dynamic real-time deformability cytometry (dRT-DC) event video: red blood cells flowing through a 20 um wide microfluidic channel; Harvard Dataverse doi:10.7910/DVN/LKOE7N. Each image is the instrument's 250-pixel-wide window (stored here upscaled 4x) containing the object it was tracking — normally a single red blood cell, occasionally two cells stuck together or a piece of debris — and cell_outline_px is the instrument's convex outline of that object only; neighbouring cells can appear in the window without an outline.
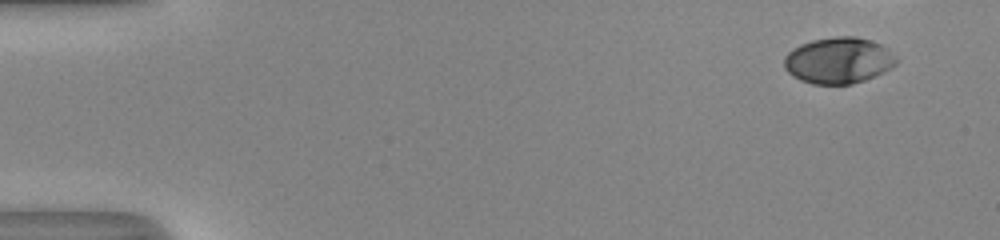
{"species": "human", "species_latin": "Homo sapiens", "temperature_condition": "room temperature", "stored_images_in_passage": 39, "camera_frame_rate_fps": 3000, "um_per_image_px": 0.085, "donor": {"sex": "male"}, "frame": {"image": 1, "passage_image": 1, "time_ms": 0.0, "image_size_px": [1000, 240], "cell_outline_px": [[900, 60], [892, 68], [884, 72], [864, 80], [852, 84], [812, 84], [800, 80], [792, 76], [784, 68], [784, 56], [792, 48], [800, 44], [812, 40], [836, 36], [856, 36], [880, 44], [888, 48]], "centroid_in_image_um": [71.28, 5.14], "position_along_channel_um": 13.7, "area_um2": 30.52}}
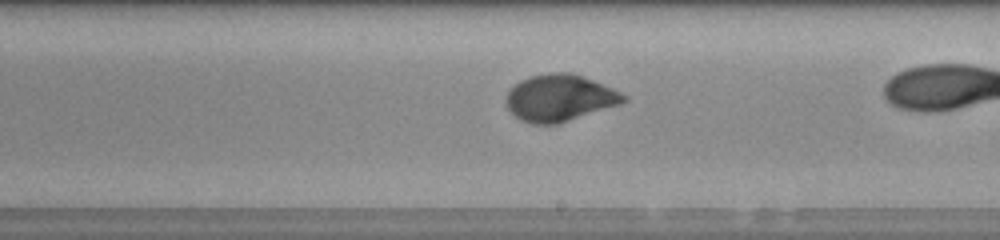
{"frame": {"image": 2, "passage_image": 29, "time_ms": 9.333, "image_size_px": [1000, 240], "cell_outline_px": [[628, 100], [620, 104], [556, 124], [532, 124], [520, 120], [508, 108], [504, 100], [508, 92], [520, 80], [532, 76], [552, 72], [568, 72], [584, 76], [612, 88], [628, 96]], "centroid_in_image_um": [47.57, 8.32], "position_along_channel_um": 241.4, "area_um2": 31.79}}